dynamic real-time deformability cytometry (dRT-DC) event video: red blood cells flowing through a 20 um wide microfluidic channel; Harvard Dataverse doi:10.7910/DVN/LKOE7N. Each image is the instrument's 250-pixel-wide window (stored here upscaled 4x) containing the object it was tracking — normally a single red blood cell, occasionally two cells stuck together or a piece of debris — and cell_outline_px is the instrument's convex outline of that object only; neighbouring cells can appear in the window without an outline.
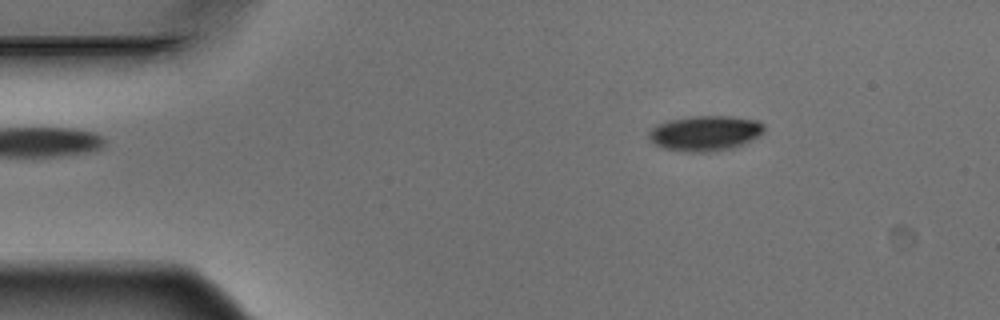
{"species": "Egyptian fruit bat (a non-hibernating species)", "species_latin": "Rousettus aegyptiacus", "temperature_condition": "warm", "stored_images_in_passage": 3, "camera_frame_rate_fps": 3000, "um_per_image_px": 0.085, "animal": {"sex": "male"}, "frame": {"image": 1, "passage_image": 1, "time_ms": 0.0, "image_size_px": [1000, 320], "cell_outline_px": [[764, 132], [760, 136], [744, 144], [732, 148], [708, 152], [684, 152], [664, 148], [648, 140], [648, 132], [656, 124], [668, 120], [692, 116], [732, 116], [756, 120], [764, 124]], "centroid_in_image_um": [59.93, 11.32], "position_along_channel_um": 25.1, "area_um2": 23.93}}